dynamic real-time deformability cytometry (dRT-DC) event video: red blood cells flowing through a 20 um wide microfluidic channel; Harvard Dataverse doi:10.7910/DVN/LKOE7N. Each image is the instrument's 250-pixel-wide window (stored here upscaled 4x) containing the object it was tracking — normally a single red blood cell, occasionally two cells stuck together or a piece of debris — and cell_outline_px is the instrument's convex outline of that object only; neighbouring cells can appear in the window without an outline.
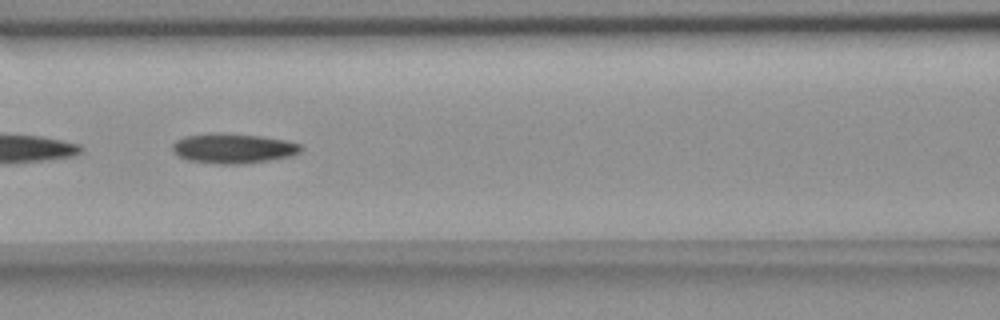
{"species": "common noctule bat (a hibernating species)", "species_latin": "Nyctalus noctula", "temperature_condition": "room temperature", "stored_images_in_passage": 30, "camera_frame_rate_fps": 3000, "um_per_image_px": 0.085, "animal": {"sex": "female", "body_mass_g": 18.4}, "frame": {"image": 1, "passage_image": 24, "time_ms": 7.667, "image_size_px": [1000, 320], "cell_outline_px": [[300, 152], [292, 156], [244, 164], [216, 164], [188, 160], [172, 152], [172, 144], [176, 140], [184, 136], [212, 132], [220, 132], [264, 136], [288, 140], [300, 144]], "centroid_in_image_um": [19.8, 12.6], "position_along_channel_um": 146.8, "area_um2": 22.72}}